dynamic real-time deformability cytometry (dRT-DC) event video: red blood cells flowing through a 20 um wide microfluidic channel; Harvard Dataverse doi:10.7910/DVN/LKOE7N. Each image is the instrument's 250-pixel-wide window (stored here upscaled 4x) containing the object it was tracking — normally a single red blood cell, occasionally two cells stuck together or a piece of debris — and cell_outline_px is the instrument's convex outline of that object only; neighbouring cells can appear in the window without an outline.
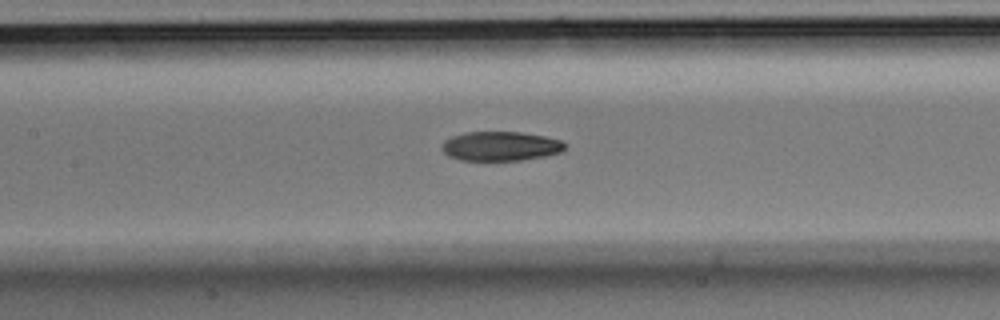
{"species": "Egyptian fruit bat (a non-hibernating species)", "species_latin": "Rousettus aegyptiacus", "temperature_condition": "room temperature", "stored_images_in_passage": 6, "camera_frame_rate_fps": 3000, "um_per_image_px": 0.085, "animal": {"sex": "male"}, "frame": {"image": 1, "passage_image": 6, "time_ms": 1.667, "image_size_px": [1000, 320], "cell_outline_px": [[568, 144], [560, 152], [544, 156], [520, 160], [460, 160], [448, 156], [440, 148], [440, 144], [444, 140], [452, 136], [464, 132], [520, 132], [544, 136], [560, 140]], "centroid_in_image_um": [42.5, 12.42], "position_along_channel_um": 164.9, "area_um2": 21.1}}